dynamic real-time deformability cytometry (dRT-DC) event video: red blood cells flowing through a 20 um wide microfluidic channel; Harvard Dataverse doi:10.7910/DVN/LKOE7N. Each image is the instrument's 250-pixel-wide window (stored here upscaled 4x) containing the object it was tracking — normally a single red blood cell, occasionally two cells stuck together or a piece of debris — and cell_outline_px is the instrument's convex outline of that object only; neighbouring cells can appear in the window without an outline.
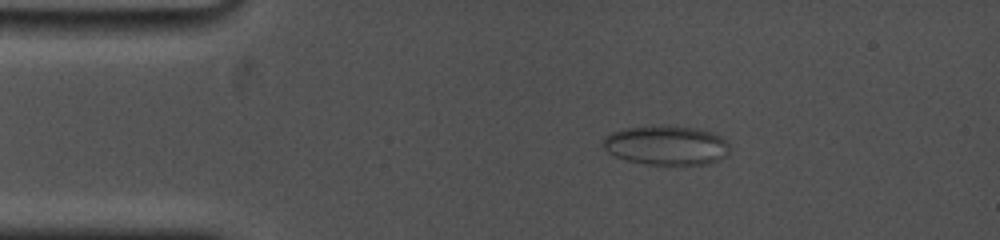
{"species": "common noctule bat (a hibernating species)", "species_latin": "Nyctalus noctula", "temperature_condition": "cold", "stored_images_in_passage": 107, "camera_frame_rate_fps": 5000, "um_per_image_px": 0.085, "animal": {"sex": "female", "body_mass_g": 19.0, "forearm_length_mm": 53.3}, "frame": {"image": 1, "passage_image": 18, "time_ms": 2.8, "image_size_px": [1000, 240], "cell_outline_px": [[728, 152], [724, 156], [708, 164], [648, 164], [628, 160], [616, 156], [608, 152], [604, 148], [604, 136], [612, 132], [624, 128], [660, 124], [664, 124], [696, 128], [712, 132], [720, 136], [728, 144]], "centroid_in_image_um": [56.62, 12.32], "position_along_channel_um": 28.4, "area_um2": 29.02}}
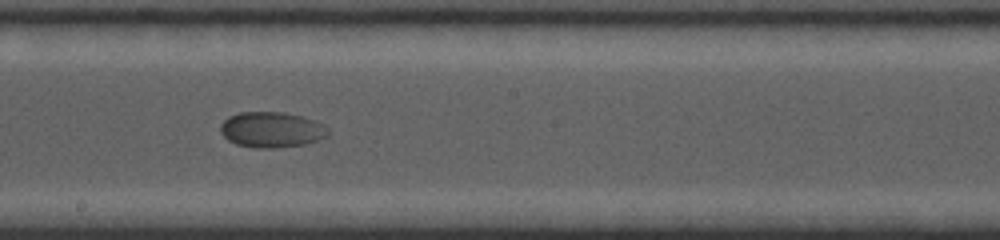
{"frame": {"image": 2, "passage_image": 59, "time_ms": 9.6, "image_size_px": [1000, 240], "cell_outline_px": [[328, 136], [308, 144], [276, 148], [256, 148], [236, 144], [228, 140], [220, 132], [220, 124], [228, 116], [240, 112], [284, 112], [304, 116], [316, 120], [324, 124], [328, 128]], "centroid_in_image_um": [23.11, 11.02], "position_along_channel_um": 225.1, "area_um2": 22.72}}
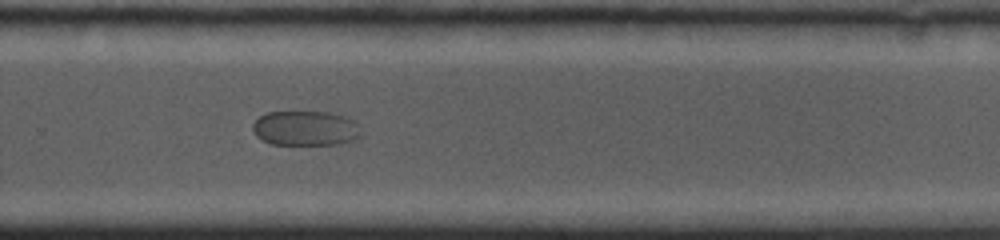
{"frame": {"image": 3, "passage_image": 73, "time_ms": 11.8, "image_size_px": [1000, 240], "cell_outline_px": [[364, 136], [356, 140], [340, 144], [272, 144], [260, 140], [256, 136], [252, 128], [252, 124], [260, 116], [268, 112], [328, 112], [344, 116], [356, 120], [364, 132]], "centroid_in_image_um": [26.05, 10.91], "position_along_channel_um": 303.8, "area_um2": 22.48}}